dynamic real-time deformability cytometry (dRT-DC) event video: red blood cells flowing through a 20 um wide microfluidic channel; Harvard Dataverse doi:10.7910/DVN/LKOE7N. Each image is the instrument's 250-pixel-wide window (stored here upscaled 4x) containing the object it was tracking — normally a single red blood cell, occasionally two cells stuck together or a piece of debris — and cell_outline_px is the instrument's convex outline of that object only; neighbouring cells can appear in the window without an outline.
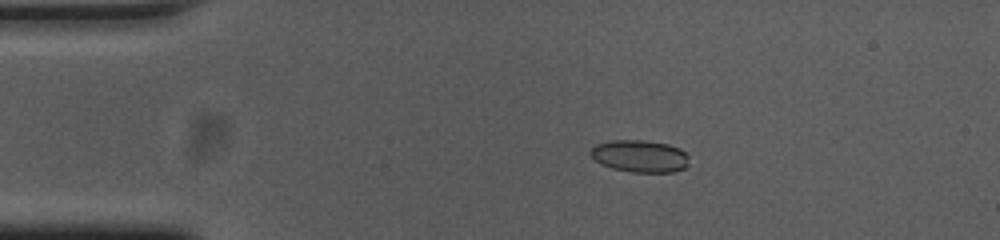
{"species": "common noctule bat (a hibernating species)", "species_latin": "Nyctalus noctula", "temperature_condition": "cold", "stored_images_in_passage": 49, "camera_frame_rate_fps": 3000, "um_per_image_px": 0.085, "animal": {"sex": "female", "body_mass_g": 23.0, "forearm_length_mm": 53.4}, "frame": {"image": 1, "passage_image": 5, "time_ms": 1.333, "image_size_px": [1000, 240], "cell_outline_px": [[688, 164], [684, 168], [672, 172], [632, 172], [612, 168], [596, 160], [588, 152], [596, 144], [612, 140], [644, 140], [668, 144], [680, 148], [688, 156]], "centroid_in_image_um": [54.4, 13.26], "position_along_channel_um": 30.6, "area_um2": 18.38}}
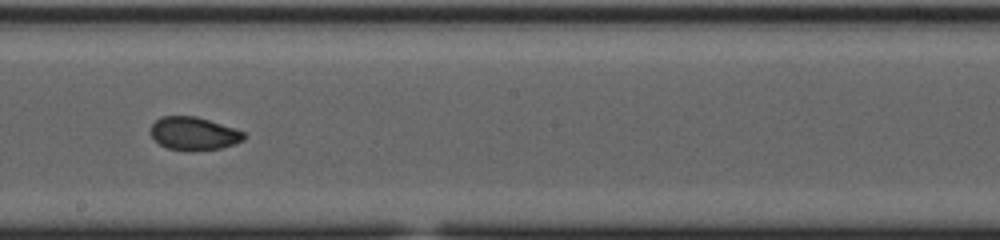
{"frame": {"image": 2, "passage_image": 25, "time_ms": 8.0, "image_size_px": [1000, 240], "cell_outline_px": [[244, 140], [236, 144], [220, 148], [188, 152], [168, 148], [160, 144], [152, 136], [152, 124], [160, 116], [196, 116], [244, 132]], "centroid_in_image_um": [16.47, 11.37], "position_along_channel_um": 231.7, "area_um2": 17.86}}
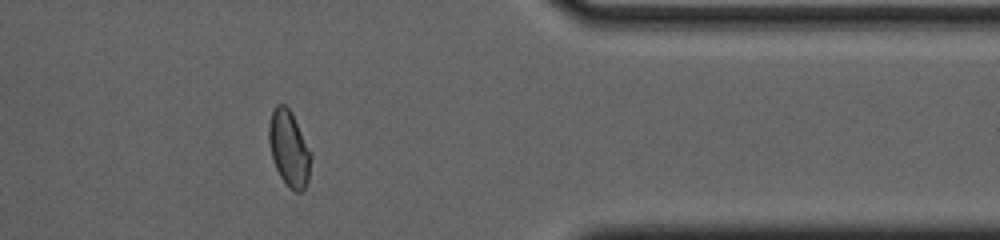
{"frame": {"image": 3, "passage_image": 39, "time_ms": 12.667, "image_size_px": [1000, 240], "cell_outline_px": [[312, 156], [308, 180], [304, 188], [300, 192], [296, 192], [288, 188], [280, 176], [272, 160], [268, 140], [268, 124], [272, 112], [276, 104], [284, 104], [292, 112], [312, 152]], "centroid_in_image_um": [24.57, 12.62], "position_along_channel_um": 386.8, "area_um2": 18.9}, "authors_computed_cell_mechanics": {"area_um2": 18.3804, "velocity_mm_per_s": 3.7434, "shape_relaxation_time_tau1_ms": 5.4385, "shape_relaxation_time_tau2_ms": 1.1278, "deformation_change_tau1": 0.1371, "deformation_change_tau2": 0.0404}}